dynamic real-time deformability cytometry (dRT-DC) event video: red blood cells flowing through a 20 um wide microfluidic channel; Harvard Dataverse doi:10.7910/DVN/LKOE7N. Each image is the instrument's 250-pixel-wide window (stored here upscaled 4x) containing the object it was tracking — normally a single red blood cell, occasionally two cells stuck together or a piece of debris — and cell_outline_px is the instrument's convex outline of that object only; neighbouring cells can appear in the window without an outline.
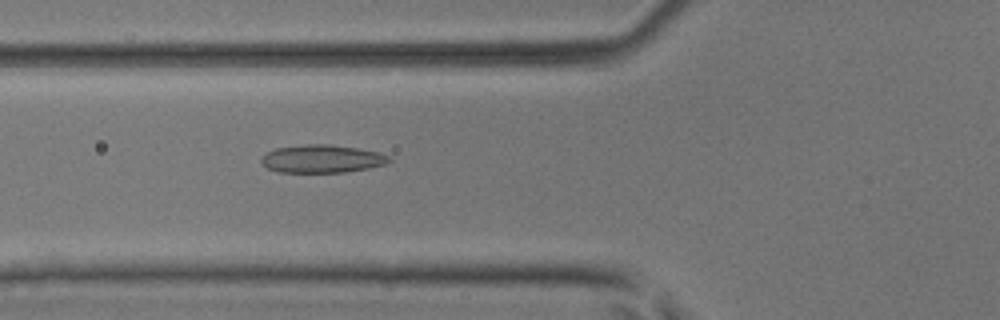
{"species": "common noctule bat (a hibernating species)", "species_latin": "Nyctalus noctula", "temperature_condition": "room temperature", "stored_images_in_passage": 50, "camera_frame_rate_fps": 3000, "um_per_image_px": 0.085, "animal": {"sex": "male", "body_mass_g": 17.9, "forearm_length_mm": 54.2}, "frame": {"image": 1, "passage_image": 19, "time_ms": 6.0, "image_size_px": [1000, 320], "cell_outline_px": [[392, 160], [388, 164], [368, 168], [344, 172], [276, 172], [268, 168], [260, 160], [260, 156], [264, 152], [276, 148], [304, 144], [328, 144], [360, 148], [380, 152], [388, 156]], "centroid_in_image_um": [27.36, 13.49], "position_along_channel_um": 98.4, "area_um2": 21.1}}
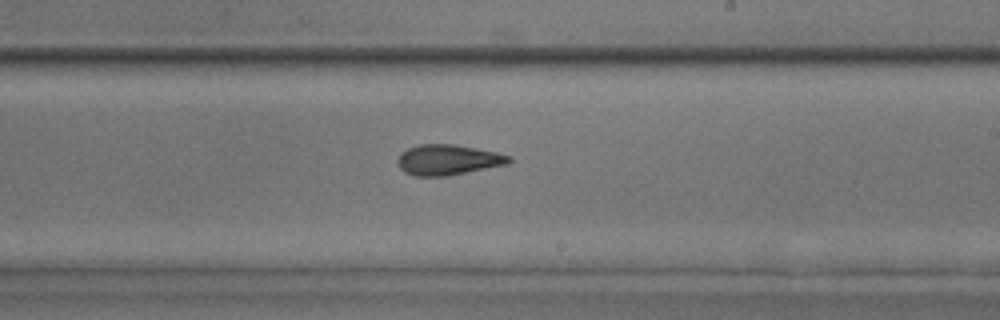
{"frame": {"image": 2, "passage_image": 30, "time_ms": 9.667, "image_size_px": [1000, 320], "cell_outline_px": [[512, 160], [508, 164], [448, 176], [416, 176], [404, 172], [400, 168], [396, 160], [400, 152], [408, 148], [420, 144], [452, 144], [476, 148], [496, 152], [512, 156]], "centroid_in_image_um": [38.07, 13.58], "position_along_channel_um": 250.9, "area_um2": 19.88}}
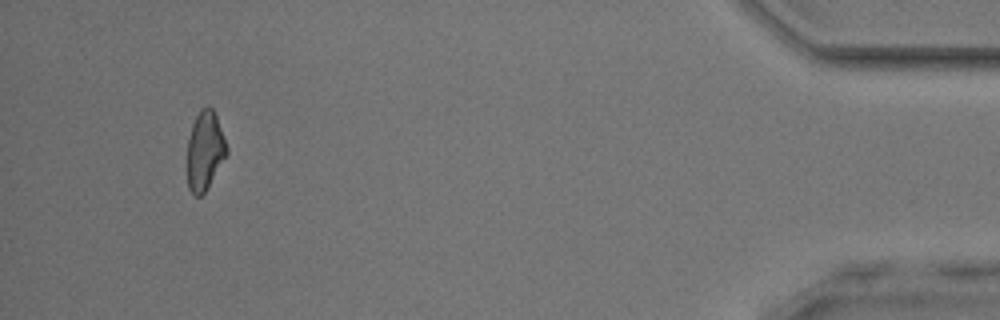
{"frame": {"image": 3, "passage_image": 47, "time_ms": 15.333, "image_size_px": [1000, 320], "cell_outline_px": [[228, 152], [204, 192], [200, 196], [196, 196], [188, 188], [188, 140], [192, 124], [200, 108], [204, 104], [208, 104], [212, 108], [216, 116], [228, 148]], "centroid_in_image_um": [17.41, 12.75], "position_along_channel_um": 417.8, "area_um2": 17.86}, "authors_computed_cell_mechanics": {"area_um2": 19.8254, "velocity_mm_per_s": 4.1678, "shape_relaxation_time_tau1_ms": 9.4208, "shape_relaxation_time_tau2_ms": 3.5611, "deformation_change_tau1": 0.1971, "deformation_change_tau2": 0.1142}}